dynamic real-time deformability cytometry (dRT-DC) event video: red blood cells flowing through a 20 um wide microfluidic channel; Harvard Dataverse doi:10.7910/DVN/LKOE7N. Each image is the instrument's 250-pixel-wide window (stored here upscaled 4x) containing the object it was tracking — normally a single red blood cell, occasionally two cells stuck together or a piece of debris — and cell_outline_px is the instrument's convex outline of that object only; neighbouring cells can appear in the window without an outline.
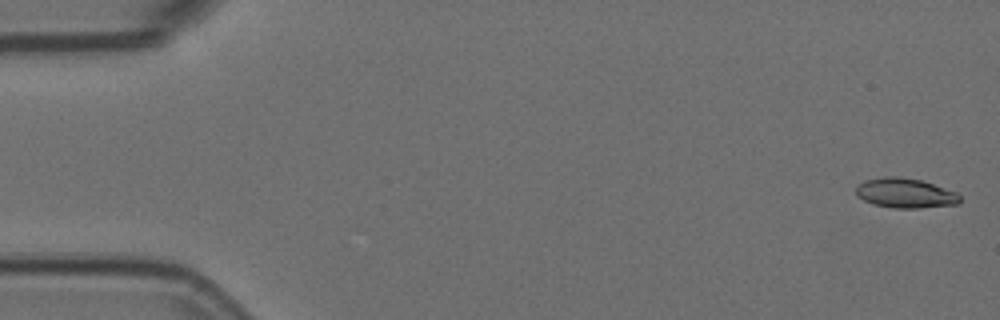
{"species": "Egyptian fruit bat (a non-hibernating species)", "species_latin": "Rousettus aegyptiacus", "temperature_condition": "room temperature", "stored_images_in_passage": 7, "camera_frame_rate_fps": 3000, "um_per_image_px": 0.085, "animal": {"sex": "female"}, "frame": {"image": 1, "passage_image": 1, "time_ms": 0.0, "image_size_px": [1000, 320], "cell_outline_px": [[960, 200], [956, 204], [920, 208], [892, 208], [872, 204], [856, 196], [856, 188], [864, 180], [884, 176], [900, 176], [920, 180], [956, 192], [960, 196]], "centroid_in_image_um": [76.9, 16.41], "position_along_channel_um": 8.1, "area_um2": 17.98}}
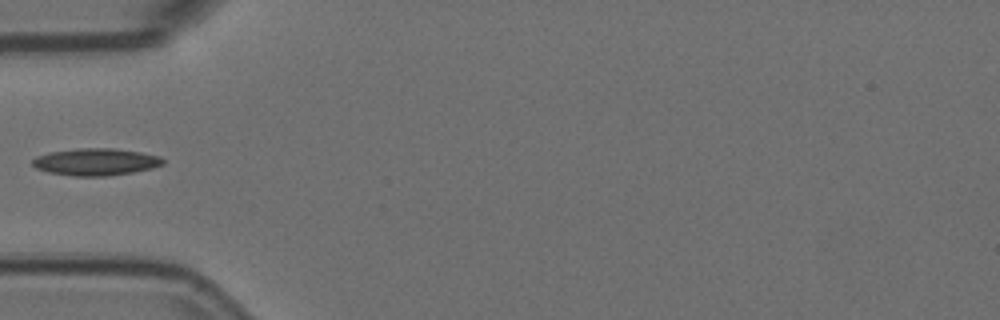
{"frame": {"image": 2, "passage_image": 6, "time_ms": 1.667, "image_size_px": [1000, 320], "cell_outline_px": [[164, 164], [152, 168], [132, 172], [108, 176], [72, 176], [48, 172], [36, 168], [32, 164], [32, 160], [36, 156], [48, 152], [80, 148], [112, 148], [140, 152], [160, 156], [164, 160]], "centroid_in_image_um": [8.13, 13.76], "position_along_channel_um": 76.9, "area_um2": 20.63}}
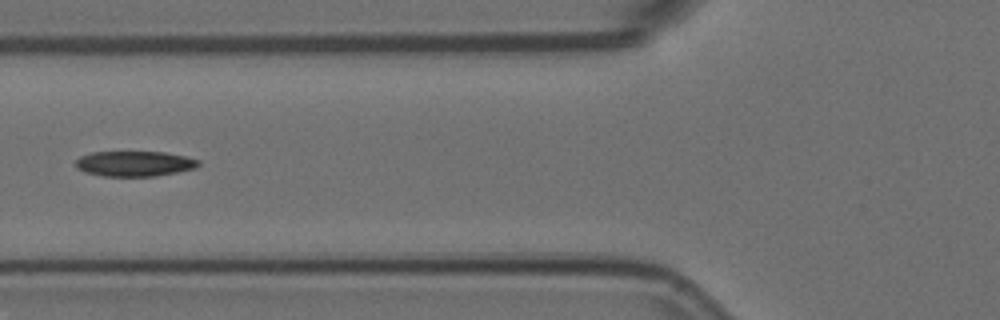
{"frame": {"image": 3, "passage_image": 7, "time_ms": 2.0, "image_size_px": [1000, 320], "cell_outline_px": [[200, 164], [196, 168], [156, 176], [100, 176], [84, 172], [76, 168], [76, 160], [80, 156], [92, 152], [164, 152], [184, 156], [200, 160]], "centroid_in_image_um": [11.42, 13.91], "position_along_channel_um": 114.4, "area_um2": 18.15}}